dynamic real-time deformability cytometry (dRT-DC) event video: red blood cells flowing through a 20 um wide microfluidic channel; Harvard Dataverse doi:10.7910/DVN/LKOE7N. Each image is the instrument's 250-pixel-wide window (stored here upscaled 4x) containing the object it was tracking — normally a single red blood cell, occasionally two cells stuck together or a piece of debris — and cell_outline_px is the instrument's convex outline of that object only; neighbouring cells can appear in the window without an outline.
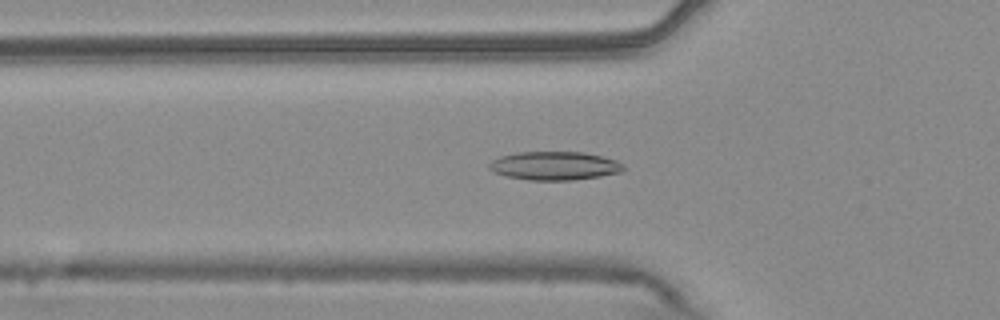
{"species": "common noctule bat (a hibernating species)", "species_latin": "Nyctalus noctula", "temperature_condition": "warm", "stored_images_in_passage": 54, "camera_frame_rate_fps": 3000, "um_per_image_px": 0.085, "animal": {"sex": "male", "body_mass_g": 20.4}, "frame": {"image": 1, "passage_image": 18, "time_ms": 5.667, "image_size_px": [1000, 320], "cell_outline_px": [[624, 172], [600, 176], [572, 180], [528, 180], [508, 176], [492, 172], [488, 168], [488, 164], [492, 160], [500, 156], [516, 152], [584, 152], [616, 160], [624, 164]], "centroid_in_image_um": [47.13, 14.09], "position_along_channel_um": 78.7, "area_um2": 22.43}}
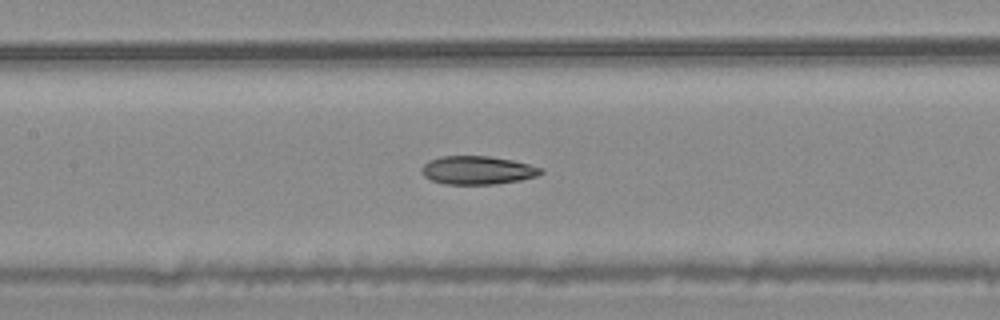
{"frame": {"image": 2, "passage_image": 25, "time_ms": 8.0, "image_size_px": [1000, 320], "cell_outline_px": [[544, 172], [536, 176], [520, 180], [496, 184], [444, 184], [432, 180], [424, 176], [420, 172], [420, 168], [428, 160], [440, 156], [488, 156], [512, 160], [544, 168]], "centroid_in_image_um": [40.57, 14.46], "position_along_channel_um": 166.8, "area_um2": 19.83}}
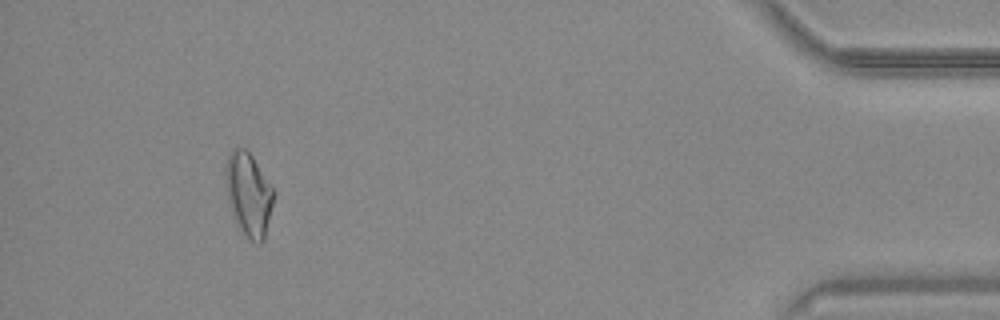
{"frame": {"image": 3, "passage_image": 50, "time_ms": 16.333, "image_size_px": [1000, 320], "cell_outline_px": [[276, 192], [264, 240], [260, 244], [256, 244], [236, 224], [228, 200], [224, 172], [224, 164], [232, 148], [244, 148], [252, 156]], "centroid_in_image_um": [21.13, 16.49], "position_along_channel_um": 414.1, "area_um2": 23.41}, "authors_computed_cell_mechanics": {"area_um2": 20.808, "velocity_mm_per_s": 3.7266, "shape_relaxation_time_tau1_ms": 8.9087, "shape_relaxation_time_tau2_ms": 5.0359, "deformation_change_tau1": 0.1667, "deformation_change_tau2": 0.1364}}